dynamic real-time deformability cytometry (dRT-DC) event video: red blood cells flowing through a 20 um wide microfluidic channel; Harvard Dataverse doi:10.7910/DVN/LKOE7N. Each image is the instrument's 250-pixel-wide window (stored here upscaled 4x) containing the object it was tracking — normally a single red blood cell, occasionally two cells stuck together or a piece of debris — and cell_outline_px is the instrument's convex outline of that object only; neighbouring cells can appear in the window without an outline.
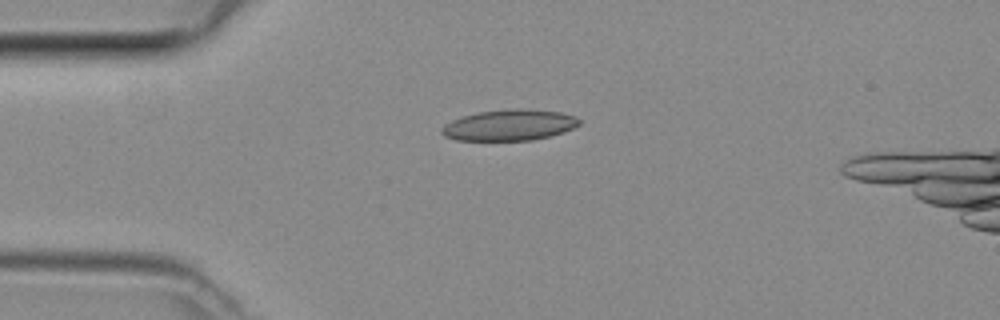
{"species": "common noctule bat (a hibernating species)", "species_latin": "Nyctalus noctula", "temperature_condition": "room temperature", "stored_images_in_passage": 35, "camera_frame_rate_fps": 3000, "um_per_image_px": 0.085, "animal": {"sex": "female", "body_mass_g": 29.2, "forearm_length_mm": 56.3}, "frame": {"image": 1, "passage_image": 1, "time_ms": 0.0, "image_size_px": [1000, 320], "cell_outline_px": [[580, 124], [564, 132], [532, 140], [456, 140], [444, 136], [440, 132], [440, 128], [444, 124], [452, 120], [464, 116], [480, 112], [512, 108], [524, 108], [560, 112], [576, 116], [580, 120]], "centroid_in_image_um": [43.29, 10.63], "position_along_channel_um": 41.7, "area_um2": 24.85}}
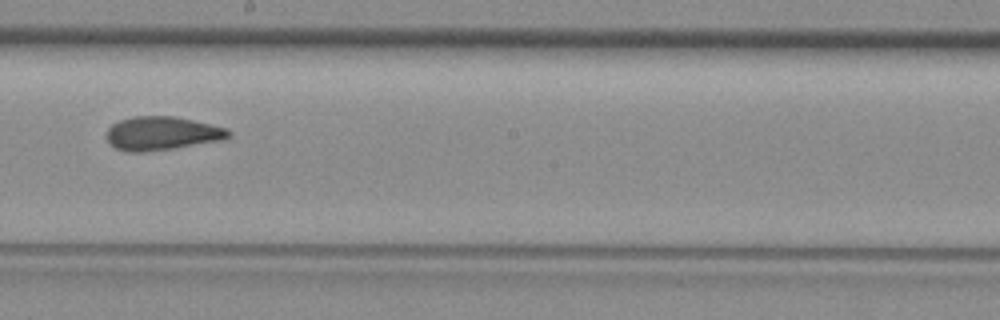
{"frame": {"image": 2, "passage_image": 16, "time_ms": 5.0, "image_size_px": [1000, 320], "cell_outline_px": [[232, 136], [224, 140], [172, 148], [144, 152], [128, 152], [116, 148], [108, 140], [108, 128], [112, 124], [120, 120], [132, 116], [176, 116], [212, 124], [228, 128], [232, 132]], "centroid_in_image_um": [13.83, 11.32], "position_along_channel_um": 234.4, "area_um2": 23.99}}
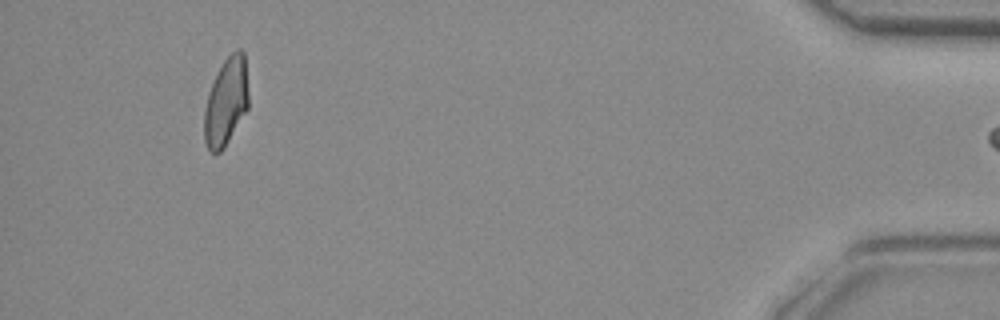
{"frame": {"image": 3, "passage_image": 34, "time_ms": 11.0, "image_size_px": [1000, 320], "cell_outline_px": [[248, 108], [224, 148], [220, 152], [208, 152], [204, 140], [204, 112], [208, 92], [224, 60], [236, 48], [240, 48], [244, 52], [248, 92]], "centroid_in_image_um": [19.21, 8.67], "position_along_channel_um": 416.0, "area_um2": 22.6}}